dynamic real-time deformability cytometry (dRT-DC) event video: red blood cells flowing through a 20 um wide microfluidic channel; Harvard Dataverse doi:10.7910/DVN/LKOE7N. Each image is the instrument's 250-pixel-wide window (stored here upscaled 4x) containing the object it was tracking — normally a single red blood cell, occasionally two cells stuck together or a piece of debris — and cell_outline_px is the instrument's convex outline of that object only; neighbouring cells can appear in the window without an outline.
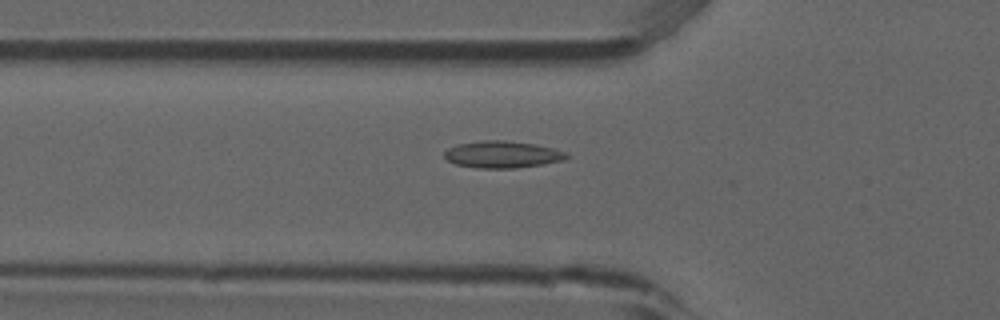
{"species": "common noctule bat (a hibernating species)", "species_latin": "Nyctalus noctula", "temperature_condition": "room temperature", "stored_images_in_passage": 53, "camera_frame_rate_fps": 3000, "um_per_image_px": 0.085, "animal": {"sex": "male", "forearm_length_mm": 52.5}, "frame": {"image": 1, "passage_image": 18, "time_ms": 5.667, "image_size_px": [1000, 320], "cell_outline_px": [[568, 156], [560, 160], [544, 164], [516, 168], [476, 168], [456, 164], [448, 160], [444, 156], [444, 152], [448, 148], [460, 144], [480, 140], [504, 140], [536, 144], [568, 152]], "centroid_in_image_um": [42.69, 13.12], "position_along_channel_um": 83.1, "area_um2": 19.07}}
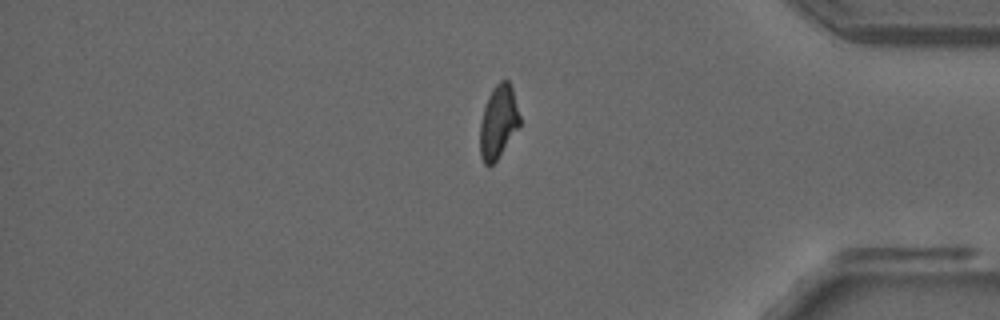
{"frame": {"image": 2, "passage_image": 44, "time_ms": 14.333, "image_size_px": [1000, 320], "cell_outline_px": [[520, 128], [496, 160], [488, 168], [484, 164], [480, 156], [480, 124], [484, 108], [488, 96], [492, 88], [500, 80], [508, 80], [512, 88], [520, 116]], "centroid_in_image_um": [42.36, 10.38], "position_along_channel_um": 392.8, "area_um2": 17.11}}
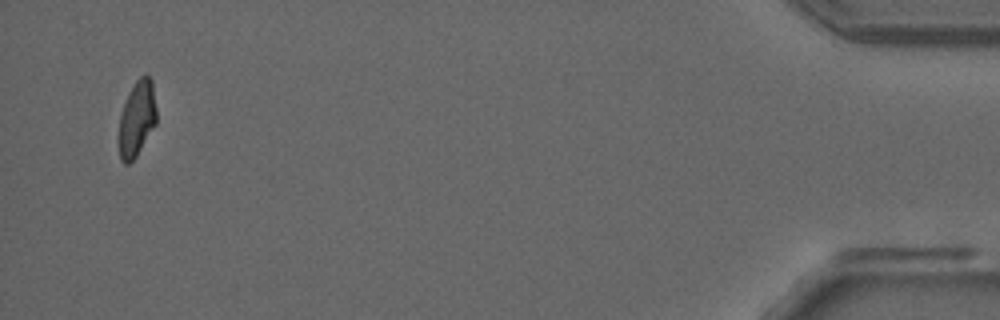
{"frame": {"image": 3, "passage_image": 51, "time_ms": 16.667, "image_size_px": [1000, 320], "cell_outline_px": [[156, 124], [136, 156], [128, 164], [124, 164], [120, 160], [120, 116], [128, 92], [136, 80], [140, 76], [148, 76], [152, 80], [156, 108]], "centroid_in_image_um": [11.65, 10.07], "position_along_channel_um": 423.5, "area_um2": 16.3}, "authors_computed_cell_mechanics": {"area_um2": 17.5712, "velocity_mm_per_s": 3.8735, "shape_relaxation_time_tau1_ms": null, "shape_relaxation_time_tau2_ms": 1.7212, "deformation_change_tau1": null, "deformation_change_tau2": 0.0792}}